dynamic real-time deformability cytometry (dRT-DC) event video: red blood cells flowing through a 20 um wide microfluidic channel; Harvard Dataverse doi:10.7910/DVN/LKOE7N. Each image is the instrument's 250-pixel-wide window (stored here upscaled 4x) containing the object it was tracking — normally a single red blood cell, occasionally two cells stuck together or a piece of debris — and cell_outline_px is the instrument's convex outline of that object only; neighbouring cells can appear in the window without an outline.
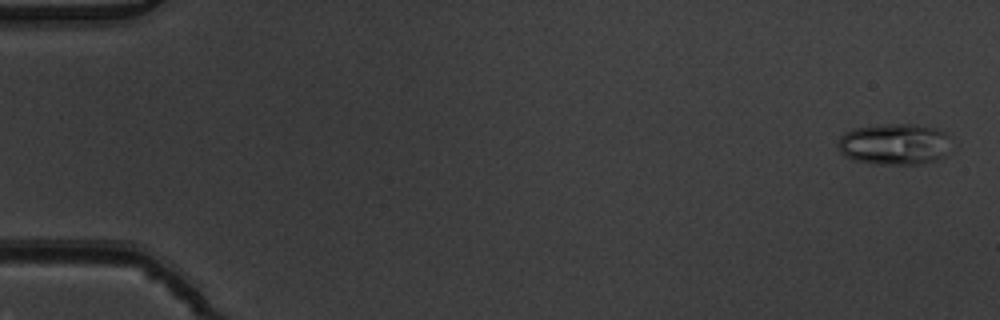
{"species": "common noctule bat (a hibernating species)", "species_latin": "Nyctalus noctula", "temperature_condition": "warm", "stored_images_in_passage": 5, "camera_frame_rate_fps": 3000, "um_per_image_px": 0.085, "animal": {"sex": "male", "body_mass_g": 19.5, "forearm_length_mm": 54.6}, "frame": {"image": 1, "passage_image": 1, "time_ms": 0.0, "image_size_px": [1000, 320], "cell_outline_px": [[948, 136], [944, 156], [920, 164], [876, 164], [852, 160], [844, 156], [836, 148], [836, 144], [840, 136], [844, 132], [852, 128], [888, 124], [912, 124], [936, 128], [944, 132]], "centroid_in_image_um": [75.91, 12.25], "position_along_channel_um": 9.1, "area_um2": 27.17}}